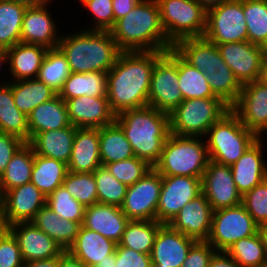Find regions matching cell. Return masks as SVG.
<instances>
[{
    "instance_id": "obj_1",
    "label": "cell",
    "mask_w": 267,
    "mask_h": 267,
    "mask_svg": "<svg viewBox=\"0 0 267 267\" xmlns=\"http://www.w3.org/2000/svg\"><path fill=\"white\" fill-rule=\"evenodd\" d=\"M166 51L121 52L107 73V98L117 116L123 111L148 106L155 62Z\"/></svg>"
},
{
    "instance_id": "obj_2",
    "label": "cell",
    "mask_w": 267,
    "mask_h": 267,
    "mask_svg": "<svg viewBox=\"0 0 267 267\" xmlns=\"http://www.w3.org/2000/svg\"><path fill=\"white\" fill-rule=\"evenodd\" d=\"M122 52L167 51L173 45L167 40L156 0H142L110 30Z\"/></svg>"
},
{
    "instance_id": "obj_3",
    "label": "cell",
    "mask_w": 267,
    "mask_h": 267,
    "mask_svg": "<svg viewBox=\"0 0 267 267\" xmlns=\"http://www.w3.org/2000/svg\"><path fill=\"white\" fill-rule=\"evenodd\" d=\"M173 49L186 62L205 73L216 97L230 108L237 102L242 85L222 59L217 45L204 37H195L177 41Z\"/></svg>"
},
{
    "instance_id": "obj_4",
    "label": "cell",
    "mask_w": 267,
    "mask_h": 267,
    "mask_svg": "<svg viewBox=\"0 0 267 267\" xmlns=\"http://www.w3.org/2000/svg\"><path fill=\"white\" fill-rule=\"evenodd\" d=\"M63 35L58 48L72 73H108L122 52L110 31L81 30Z\"/></svg>"
},
{
    "instance_id": "obj_5",
    "label": "cell",
    "mask_w": 267,
    "mask_h": 267,
    "mask_svg": "<svg viewBox=\"0 0 267 267\" xmlns=\"http://www.w3.org/2000/svg\"><path fill=\"white\" fill-rule=\"evenodd\" d=\"M115 122L124 131L134 156L153 167L170 134L169 114L146 106L121 112Z\"/></svg>"
},
{
    "instance_id": "obj_6",
    "label": "cell",
    "mask_w": 267,
    "mask_h": 267,
    "mask_svg": "<svg viewBox=\"0 0 267 267\" xmlns=\"http://www.w3.org/2000/svg\"><path fill=\"white\" fill-rule=\"evenodd\" d=\"M208 162L207 145L203 137L201 139V137L177 136L170 133L153 168L162 176L202 179Z\"/></svg>"
},
{
    "instance_id": "obj_7",
    "label": "cell",
    "mask_w": 267,
    "mask_h": 267,
    "mask_svg": "<svg viewBox=\"0 0 267 267\" xmlns=\"http://www.w3.org/2000/svg\"><path fill=\"white\" fill-rule=\"evenodd\" d=\"M205 137L209 160L228 166L258 139L231 109L209 128Z\"/></svg>"
},
{
    "instance_id": "obj_8",
    "label": "cell",
    "mask_w": 267,
    "mask_h": 267,
    "mask_svg": "<svg viewBox=\"0 0 267 267\" xmlns=\"http://www.w3.org/2000/svg\"><path fill=\"white\" fill-rule=\"evenodd\" d=\"M230 109L219 97L183 100L169 114L170 133L205 138L209 128Z\"/></svg>"
},
{
    "instance_id": "obj_9",
    "label": "cell",
    "mask_w": 267,
    "mask_h": 267,
    "mask_svg": "<svg viewBox=\"0 0 267 267\" xmlns=\"http://www.w3.org/2000/svg\"><path fill=\"white\" fill-rule=\"evenodd\" d=\"M167 40L203 37L207 11L195 0H156Z\"/></svg>"
},
{
    "instance_id": "obj_10",
    "label": "cell",
    "mask_w": 267,
    "mask_h": 267,
    "mask_svg": "<svg viewBox=\"0 0 267 267\" xmlns=\"http://www.w3.org/2000/svg\"><path fill=\"white\" fill-rule=\"evenodd\" d=\"M178 53L168 49L153 67L148 106L170 114L184 100L179 90Z\"/></svg>"
},
{
    "instance_id": "obj_11",
    "label": "cell",
    "mask_w": 267,
    "mask_h": 267,
    "mask_svg": "<svg viewBox=\"0 0 267 267\" xmlns=\"http://www.w3.org/2000/svg\"><path fill=\"white\" fill-rule=\"evenodd\" d=\"M258 233V224L241 203L213 211L207 242L217 251L225 252L240 239Z\"/></svg>"
},
{
    "instance_id": "obj_12",
    "label": "cell",
    "mask_w": 267,
    "mask_h": 267,
    "mask_svg": "<svg viewBox=\"0 0 267 267\" xmlns=\"http://www.w3.org/2000/svg\"><path fill=\"white\" fill-rule=\"evenodd\" d=\"M215 45L248 41L242 0H231L207 10L203 36Z\"/></svg>"
},
{
    "instance_id": "obj_13",
    "label": "cell",
    "mask_w": 267,
    "mask_h": 267,
    "mask_svg": "<svg viewBox=\"0 0 267 267\" xmlns=\"http://www.w3.org/2000/svg\"><path fill=\"white\" fill-rule=\"evenodd\" d=\"M162 175L154 168L127 187L121 210L129 220H156Z\"/></svg>"
},
{
    "instance_id": "obj_14",
    "label": "cell",
    "mask_w": 267,
    "mask_h": 267,
    "mask_svg": "<svg viewBox=\"0 0 267 267\" xmlns=\"http://www.w3.org/2000/svg\"><path fill=\"white\" fill-rule=\"evenodd\" d=\"M46 205V196L31 182L6 191L0 197V226L31 222Z\"/></svg>"
},
{
    "instance_id": "obj_15",
    "label": "cell",
    "mask_w": 267,
    "mask_h": 267,
    "mask_svg": "<svg viewBox=\"0 0 267 267\" xmlns=\"http://www.w3.org/2000/svg\"><path fill=\"white\" fill-rule=\"evenodd\" d=\"M231 110L246 129L263 139L267 132V83L259 79L243 84Z\"/></svg>"
},
{
    "instance_id": "obj_16",
    "label": "cell",
    "mask_w": 267,
    "mask_h": 267,
    "mask_svg": "<svg viewBox=\"0 0 267 267\" xmlns=\"http://www.w3.org/2000/svg\"><path fill=\"white\" fill-rule=\"evenodd\" d=\"M217 47L241 85L261 79L267 51L264 47L249 41L218 44Z\"/></svg>"
},
{
    "instance_id": "obj_17",
    "label": "cell",
    "mask_w": 267,
    "mask_h": 267,
    "mask_svg": "<svg viewBox=\"0 0 267 267\" xmlns=\"http://www.w3.org/2000/svg\"><path fill=\"white\" fill-rule=\"evenodd\" d=\"M201 192V178L162 176L156 221L161 224H169L181 208Z\"/></svg>"
},
{
    "instance_id": "obj_18",
    "label": "cell",
    "mask_w": 267,
    "mask_h": 267,
    "mask_svg": "<svg viewBox=\"0 0 267 267\" xmlns=\"http://www.w3.org/2000/svg\"><path fill=\"white\" fill-rule=\"evenodd\" d=\"M201 188L213 211L242 203V195L236 187L228 165L209 160L201 179Z\"/></svg>"
},
{
    "instance_id": "obj_19",
    "label": "cell",
    "mask_w": 267,
    "mask_h": 267,
    "mask_svg": "<svg viewBox=\"0 0 267 267\" xmlns=\"http://www.w3.org/2000/svg\"><path fill=\"white\" fill-rule=\"evenodd\" d=\"M212 215L213 209L201 192L182 207L168 225L196 241H206L211 230Z\"/></svg>"
},
{
    "instance_id": "obj_20",
    "label": "cell",
    "mask_w": 267,
    "mask_h": 267,
    "mask_svg": "<svg viewBox=\"0 0 267 267\" xmlns=\"http://www.w3.org/2000/svg\"><path fill=\"white\" fill-rule=\"evenodd\" d=\"M49 4L27 7L22 21L21 43L58 48L61 36L57 33L59 30L52 13H49Z\"/></svg>"
},
{
    "instance_id": "obj_21",
    "label": "cell",
    "mask_w": 267,
    "mask_h": 267,
    "mask_svg": "<svg viewBox=\"0 0 267 267\" xmlns=\"http://www.w3.org/2000/svg\"><path fill=\"white\" fill-rule=\"evenodd\" d=\"M195 239L163 224L155 236L150 254L152 264L162 267H182Z\"/></svg>"
},
{
    "instance_id": "obj_22",
    "label": "cell",
    "mask_w": 267,
    "mask_h": 267,
    "mask_svg": "<svg viewBox=\"0 0 267 267\" xmlns=\"http://www.w3.org/2000/svg\"><path fill=\"white\" fill-rule=\"evenodd\" d=\"M7 229L17 239L24 262L49 259L63 252L53 238L32 222L14 223Z\"/></svg>"
},
{
    "instance_id": "obj_23",
    "label": "cell",
    "mask_w": 267,
    "mask_h": 267,
    "mask_svg": "<svg viewBox=\"0 0 267 267\" xmlns=\"http://www.w3.org/2000/svg\"><path fill=\"white\" fill-rule=\"evenodd\" d=\"M64 101L70 122L77 128H102L115 122L107 97L81 96Z\"/></svg>"
},
{
    "instance_id": "obj_24",
    "label": "cell",
    "mask_w": 267,
    "mask_h": 267,
    "mask_svg": "<svg viewBox=\"0 0 267 267\" xmlns=\"http://www.w3.org/2000/svg\"><path fill=\"white\" fill-rule=\"evenodd\" d=\"M258 138L230 168L239 193L243 196L267 178L263 142Z\"/></svg>"
},
{
    "instance_id": "obj_25",
    "label": "cell",
    "mask_w": 267,
    "mask_h": 267,
    "mask_svg": "<svg viewBox=\"0 0 267 267\" xmlns=\"http://www.w3.org/2000/svg\"><path fill=\"white\" fill-rule=\"evenodd\" d=\"M129 219L121 207L95 203L85 208L83 226L119 243Z\"/></svg>"
},
{
    "instance_id": "obj_26",
    "label": "cell",
    "mask_w": 267,
    "mask_h": 267,
    "mask_svg": "<svg viewBox=\"0 0 267 267\" xmlns=\"http://www.w3.org/2000/svg\"><path fill=\"white\" fill-rule=\"evenodd\" d=\"M99 128H76L68 171L93 173L99 166Z\"/></svg>"
},
{
    "instance_id": "obj_27",
    "label": "cell",
    "mask_w": 267,
    "mask_h": 267,
    "mask_svg": "<svg viewBox=\"0 0 267 267\" xmlns=\"http://www.w3.org/2000/svg\"><path fill=\"white\" fill-rule=\"evenodd\" d=\"M47 51L44 46L21 42L7 49L10 81L37 78Z\"/></svg>"
},
{
    "instance_id": "obj_28",
    "label": "cell",
    "mask_w": 267,
    "mask_h": 267,
    "mask_svg": "<svg viewBox=\"0 0 267 267\" xmlns=\"http://www.w3.org/2000/svg\"><path fill=\"white\" fill-rule=\"evenodd\" d=\"M117 243L83 225L68 251L87 267H95L115 252Z\"/></svg>"
},
{
    "instance_id": "obj_29",
    "label": "cell",
    "mask_w": 267,
    "mask_h": 267,
    "mask_svg": "<svg viewBox=\"0 0 267 267\" xmlns=\"http://www.w3.org/2000/svg\"><path fill=\"white\" fill-rule=\"evenodd\" d=\"M29 141L38 133L71 126L65 101L57 94L38 105L28 116Z\"/></svg>"
},
{
    "instance_id": "obj_30",
    "label": "cell",
    "mask_w": 267,
    "mask_h": 267,
    "mask_svg": "<svg viewBox=\"0 0 267 267\" xmlns=\"http://www.w3.org/2000/svg\"><path fill=\"white\" fill-rule=\"evenodd\" d=\"M76 128L71 125L58 130L38 133L29 141V144L32 146L35 154L57 159L68 164Z\"/></svg>"
},
{
    "instance_id": "obj_31",
    "label": "cell",
    "mask_w": 267,
    "mask_h": 267,
    "mask_svg": "<svg viewBox=\"0 0 267 267\" xmlns=\"http://www.w3.org/2000/svg\"><path fill=\"white\" fill-rule=\"evenodd\" d=\"M31 222L53 238L63 251H67L72 246L81 227L79 222L59 218L57 213L47 205L36 213V216Z\"/></svg>"
},
{
    "instance_id": "obj_32",
    "label": "cell",
    "mask_w": 267,
    "mask_h": 267,
    "mask_svg": "<svg viewBox=\"0 0 267 267\" xmlns=\"http://www.w3.org/2000/svg\"><path fill=\"white\" fill-rule=\"evenodd\" d=\"M0 85V133H6L29 143L28 117L15 106L12 81Z\"/></svg>"
},
{
    "instance_id": "obj_33",
    "label": "cell",
    "mask_w": 267,
    "mask_h": 267,
    "mask_svg": "<svg viewBox=\"0 0 267 267\" xmlns=\"http://www.w3.org/2000/svg\"><path fill=\"white\" fill-rule=\"evenodd\" d=\"M107 73H70L58 95L63 100L81 96L107 97Z\"/></svg>"
},
{
    "instance_id": "obj_34",
    "label": "cell",
    "mask_w": 267,
    "mask_h": 267,
    "mask_svg": "<svg viewBox=\"0 0 267 267\" xmlns=\"http://www.w3.org/2000/svg\"><path fill=\"white\" fill-rule=\"evenodd\" d=\"M15 106L28 116L38 105L54 98L58 93L38 78L12 81Z\"/></svg>"
},
{
    "instance_id": "obj_35",
    "label": "cell",
    "mask_w": 267,
    "mask_h": 267,
    "mask_svg": "<svg viewBox=\"0 0 267 267\" xmlns=\"http://www.w3.org/2000/svg\"><path fill=\"white\" fill-rule=\"evenodd\" d=\"M33 165L34 150L29 143H24L0 176V197L8 190L31 182Z\"/></svg>"
},
{
    "instance_id": "obj_36",
    "label": "cell",
    "mask_w": 267,
    "mask_h": 267,
    "mask_svg": "<svg viewBox=\"0 0 267 267\" xmlns=\"http://www.w3.org/2000/svg\"><path fill=\"white\" fill-rule=\"evenodd\" d=\"M68 172V165L60 160L34 153L31 183L46 197L62 185Z\"/></svg>"
},
{
    "instance_id": "obj_37",
    "label": "cell",
    "mask_w": 267,
    "mask_h": 267,
    "mask_svg": "<svg viewBox=\"0 0 267 267\" xmlns=\"http://www.w3.org/2000/svg\"><path fill=\"white\" fill-rule=\"evenodd\" d=\"M101 165L135 157L130 142L122 128L116 123L99 128Z\"/></svg>"
},
{
    "instance_id": "obj_38",
    "label": "cell",
    "mask_w": 267,
    "mask_h": 267,
    "mask_svg": "<svg viewBox=\"0 0 267 267\" xmlns=\"http://www.w3.org/2000/svg\"><path fill=\"white\" fill-rule=\"evenodd\" d=\"M27 6L0 0V48L9 49L21 42L22 21Z\"/></svg>"
},
{
    "instance_id": "obj_39",
    "label": "cell",
    "mask_w": 267,
    "mask_h": 267,
    "mask_svg": "<svg viewBox=\"0 0 267 267\" xmlns=\"http://www.w3.org/2000/svg\"><path fill=\"white\" fill-rule=\"evenodd\" d=\"M162 225L156 220H129L118 244L143 254H151L155 236Z\"/></svg>"
},
{
    "instance_id": "obj_40",
    "label": "cell",
    "mask_w": 267,
    "mask_h": 267,
    "mask_svg": "<svg viewBox=\"0 0 267 267\" xmlns=\"http://www.w3.org/2000/svg\"><path fill=\"white\" fill-rule=\"evenodd\" d=\"M179 90L183 99L216 98L202 71L190 65L178 54Z\"/></svg>"
},
{
    "instance_id": "obj_41",
    "label": "cell",
    "mask_w": 267,
    "mask_h": 267,
    "mask_svg": "<svg viewBox=\"0 0 267 267\" xmlns=\"http://www.w3.org/2000/svg\"><path fill=\"white\" fill-rule=\"evenodd\" d=\"M248 41L267 50V0H242Z\"/></svg>"
},
{
    "instance_id": "obj_42",
    "label": "cell",
    "mask_w": 267,
    "mask_h": 267,
    "mask_svg": "<svg viewBox=\"0 0 267 267\" xmlns=\"http://www.w3.org/2000/svg\"><path fill=\"white\" fill-rule=\"evenodd\" d=\"M225 252L241 267H260L267 264V254L258 233L236 241Z\"/></svg>"
},
{
    "instance_id": "obj_43",
    "label": "cell",
    "mask_w": 267,
    "mask_h": 267,
    "mask_svg": "<svg viewBox=\"0 0 267 267\" xmlns=\"http://www.w3.org/2000/svg\"><path fill=\"white\" fill-rule=\"evenodd\" d=\"M70 73L66 56L61 50L48 49L37 78L58 93Z\"/></svg>"
},
{
    "instance_id": "obj_44",
    "label": "cell",
    "mask_w": 267,
    "mask_h": 267,
    "mask_svg": "<svg viewBox=\"0 0 267 267\" xmlns=\"http://www.w3.org/2000/svg\"><path fill=\"white\" fill-rule=\"evenodd\" d=\"M93 175L96 180L98 203L121 207L127 186L114 177L103 165L99 166Z\"/></svg>"
},
{
    "instance_id": "obj_45",
    "label": "cell",
    "mask_w": 267,
    "mask_h": 267,
    "mask_svg": "<svg viewBox=\"0 0 267 267\" xmlns=\"http://www.w3.org/2000/svg\"><path fill=\"white\" fill-rule=\"evenodd\" d=\"M46 205L57 213L59 218L83 224L86 207L79 203L63 185L46 197Z\"/></svg>"
},
{
    "instance_id": "obj_46",
    "label": "cell",
    "mask_w": 267,
    "mask_h": 267,
    "mask_svg": "<svg viewBox=\"0 0 267 267\" xmlns=\"http://www.w3.org/2000/svg\"><path fill=\"white\" fill-rule=\"evenodd\" d=\"M62 185L85 207L98 203L96 180L93 173H75L68 171Z\"/></svg>"
},
{
    "instance_id": "obj_47",
    "label": "cell",
    "mask_w": 267,
    "mask_h": 267,
    "mask_svg": "<svg viewBox=\"0 0 267 267\" xmlns=\"http://www.w3.org/2000/svg\"><path fill=\"white\" fill-rule=\"evenodd\" d=\"M105 166L114 177L127 187L136 183L153 168L146 161L137 157L108 163Z\"/></svg>"
},
{
    "instance_id": "obj_48",
    "label": "cell",
    "mask_w": 267,
    "mask_h": 267,
    "mask_svg": "<svg viewBox=\"0 0 267 267\" xmlns=\"http://www.w3.org/2000/svg\"><path fill=\"white\" fill-rule=\"evenodd\" d=\"M242 204L258 225L267 223V178L242 196Z\"/></svg>"
},
{
    "instance_id": "obj_49",
    "label": "cell",
    "mask_w": 267,
    "mask_h": 267,
    "mask_svg": "<svg viewBox=\"0 0 267 267\" xmlns=\"http://www.w3.org/2000/svg\"><path fill=\"white\" fill-rule=\"evenodd\" d=\"M95 21L87 30L110 31L114 26L112 0H80Z\"/></svg>"
},
{
    "instance_id": "obj_50",
    "label": "cell",
    "mask_w": 267,
    "mask_h": 267,
    "mask_svg": "<svg viewBox=\"0 0 267 267\" xmlns=\"http://www.w3.org/2000/svg\"><path fill=\"white\" fill-rule=\"evenodd\" d=\"M24 260L17 239L0 226V267H23Z\"/></svg>"
},
{
    "instance_id": "obj_51",
    "label": "cell",
    "mask_w": 267,
    "mask_h": 267,
    "mask_svg": "<svg viewBox=\"0 0 267 267\" xmlns=\"http://www.w3.org/2000/svg\"><path fill=\"white\" fill-rule=\"evenodd\" d=\"M216 252L207 241H196L188 251L182 267H208Z\"/></svg>"
},
{
    "instance_id": "obj_52",
    "label": "cell",
    "mask_w": 267,
    "mask_h": 267,
    "mask_svg": "<svg viewBox=\"0 0 267 267\" xmlns=\"http://www.w3.org/2000/svg\"><path fill=\"white\" fill-rule=\"evenodd\" d=\"M115 267H151L150 254H143L131 248L116 245Z\"/></svg>"
},
{
    "instance_id": "obj_53",
    "label": "cell",
    "mask_w": 267,
    "mask_h": 267,
    "mask_svg": "<svg viewBox=\"0 0 267 267\" xmlns=\"http://www.w3.org/2000/svg\"><path fill=\"white\" fill-rule=\"evenodd\" d=\"M24 143V141L16 136L0 133V176L7 168L13 155Z\"/></svg>"
},
{
    "instance_id": "obj_54",
    "label": "cell",
    "mask_w": 267,
    "mask_h": 267,
    "mask_svg": "<svg viewBox=\"0 0 267 267\" xmlns=\"http://www.w3.org/2000/svg\"><path fill=\"white\" fill-rule=\"evenodd\" d=\"M142 0H112L114 12V24L117 20L124 17L131 9H133Z\"/></svg>"
},
{
    "instance_id": "obj_55",
    "label": "cell",
    "mask_w": 267,
    "mask_h": 267,
    "mask_svg": "<svg viewBox=\"0 0 267 267\" xmlns=\"http://www.w3.org/2000/svg\"><path fill=\"white\" fill-rule=\"evenodd\" d=\"M208 267H241L226 252H216L211 258Z\"/></svg>"
},
{
    "instance_id": "obj_56",
    "label": "cell",
    "mask_w": 267,
    "mask_h": 267,
    "mask_svg": "<svg viewBox=\"0 0 267 267\" xmlns=\"http://www.w3.org/2000/svg\"><path fill=\"white\" fill-rule=\"evenodd\" d=\"M60 267H87V266L67 250L63 251L60 254Z\"/></svg>"
},
{
    "instance_id": "obj_57",
    "label": "cell",
    "mask_w": 267,
    "mask_h": 267,
    "mask_svg": "<svg viewBox=\"0 0 267 267\" xmlns=\"http://www.w3.org/2000/svg\"><path fill=\"white\" fill-rule=\"evenodd\" d=\"M23 267H60V255L49 259L24 262Z\"/></svg>"
},
{
    "instance_id": "obj_58",
    "label": "cell",
    "mask_w": 267,
    "mask_h": 267,
    "mask_svg": "<svg viewBox=\"0 0 267 267\" xmlns=\"http://www.w3.org/2000/svg\"><path fill=\"white\" fill-rule=\"evenodd\" d=\"M195 1H197L207 11L213 7L219 6L220 4L231 0H195Z\"/></svg>"
},
{
    "instance_id": "obj_59",
    "label": "cell",
    "mask_w": 267,
    "mask_h": 267,
    "mask_svg": "<svg viewBox=\"0 0 267 267\" xmlns=\"http://www.w3.org/2000/svg\"><path fill=\"white\" fill-rule=\"evenodd\" d=\"M258 234L267 254V223L258 225Z\"/></svg>"
},
{
    "instance_id": "obj_60",
    "label": "cell",
    "mask_w": 267,
    "mask_h": 267,
    "mask_svg": "<svg viewBox=\"0 0 267 267\" xmlns=\"http://www.w3.org/2000/svg\"><path fill=\"white\" fill-rule=\"evenodd\" d=\"M116 253L109 255L102 262H98L95 267H115L116 266Z\"/></svg>"
},
{
    "instance_id": "obj_61",
    "label": "cell",
    "mask_w": 267,
    "mask_h": 267,
    "mask_svg": "<svg viewBox=\"0 0 267 267\" xmlns=\"http://www.w3.org/2000/svg\"><path fill=\"white\" fill-rule=\"evenodd\" d=\"M10 1L24 4L27 7L38 6V5H42V4H46V3L51 2V0H10Z\"/></svg>"
},
{
    "instance_id": "obj_62",
    "label": "cell",
    "mask_w": 267,
    "mask_h": 267,
    "mask_svg": "<svg viewBox=\"0 0 267 267\" xmlns=\"http://www.w3.org/2000/svg\"><path fill=\"white\" fill-rule=\"evenodd\" d=\"M261 79L265 83H267V51H266V54H265L264 60H263V73H262Z\"/></svg>"
},
{
    "instance_id": "obj_63",
    "label": "cell",
    "mask_w": 267,
    "mask_h": 267,
    "mask_svg": "<svg viewBox=\"0 0 267 267\" xmlns=\"http://www.w3.org/2000/svg\"><path fill=\"white\" fill-rule=\"evenodd\" d=\"M6 62H7V50L0 48V66H2V64Z\"/></svg>"
},
{
    "instance_id": "obj_64",
    "label": "cell",
    "mask_w": 267,
    "mask_h": 267,
    "mask_svg": "<svg viewBox=\"0 0 267 267\" xmlns=\"http://www.w3.org/2000/svg\"><path fill=\"white\" fill-rule=\"evenodd\" d=\"M151 267H162V266H156V265H154V264H151Z\"/></svg>"
}]
</instances>
